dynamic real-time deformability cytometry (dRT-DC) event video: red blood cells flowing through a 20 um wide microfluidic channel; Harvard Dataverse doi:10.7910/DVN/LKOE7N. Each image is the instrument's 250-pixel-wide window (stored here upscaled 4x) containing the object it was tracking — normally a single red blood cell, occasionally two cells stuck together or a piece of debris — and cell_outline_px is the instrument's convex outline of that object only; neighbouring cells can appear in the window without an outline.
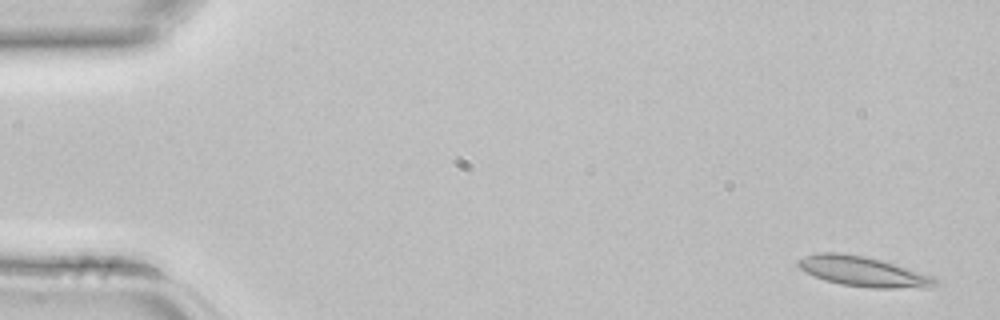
{"species": "common noctule bat (a hibernating species)", "species_latin": "Nyctalus noctula", "temperature_condition": "room temperature", "stored_images_in_passage": 4, "segment_of_instrument_passage": [1, 2], "camera_frame_rate_fps": 3000, "um_per_image_px": 0.085, "animal": {"sex": "female", "body_mass_g": 22.7, "forearm_length_mm": 54.2}, "frame": {"image": 1, "passage_image": 1, "time_ms": 0.0, "image_size_px": [1000, 320], "cell_outline_px": [[940, 284], [928, 288], [872, 288], [840, 284], [824, 280], [800, 268], [796, 264], [796, 260], [804, 256], [816, 252], [840, 252], [864, 256], [884, 260], [932, 276], [940, 280]], "centroid_in_image_um": [73.4, 23.07], "position_along_channel_um": 11.6, "area_um2": 24.28}}
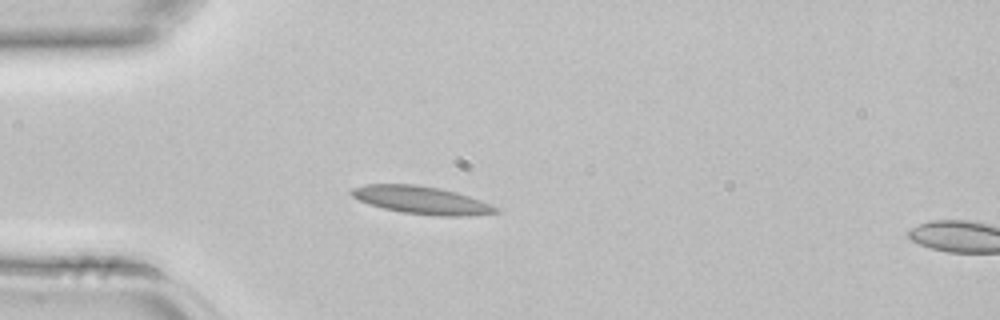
{"frame": {"image": 2, "passage_image": 3, "time_ms": 0.667, "image_size_px": [1000, 320], "cell_outline_px": [[500, 212], [468, 216], [440, 216], [400, 212], [368, 204], [352, 196], [348, 192], [352, 188], [364, 184], [416, 184], [440, 188], [456, 192], [480, 200], [500, 208]], "centroid_in_image_um": [35.82, 17.01], "position_along_channel_um": 49.2, "area_um2": 23.41}}